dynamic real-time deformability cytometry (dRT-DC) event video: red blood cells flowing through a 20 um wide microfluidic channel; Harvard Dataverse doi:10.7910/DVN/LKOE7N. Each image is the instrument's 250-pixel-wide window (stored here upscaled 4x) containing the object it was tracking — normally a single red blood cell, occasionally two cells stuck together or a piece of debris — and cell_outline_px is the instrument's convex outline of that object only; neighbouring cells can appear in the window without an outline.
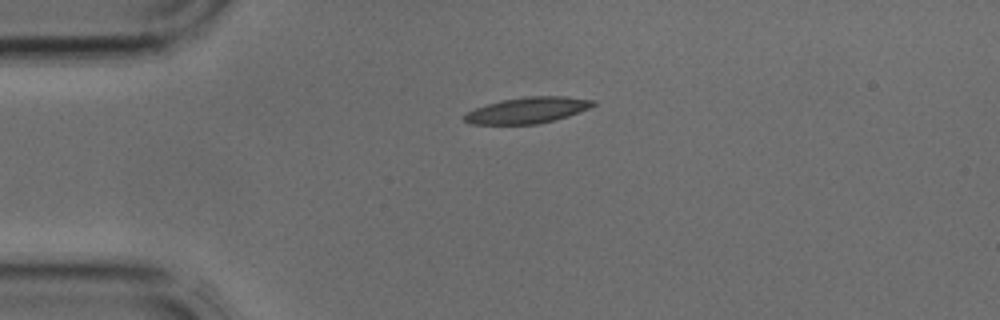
{"species": "common noctule bat (a hibernating species)", "species_latin": "Nyctalus noctula", "temperature_condition": "cold", "stored_images_in_passage": 2, "camera_frame_rate_fps": 3000, "um_per_image_px": 0.085, "animal": {"sex": "male", "body_mass_g": 17.9, "forearm_length_mm": 54.2}, "frame": {"image": 1, "passage_image": 1, "time_ms": 0.0, "image_size_px": [1000, 320], "cell_outline_px": [[596, 104], [588, 108], [568, 116], [536, 124], [472, 124], [464, 120], [464, 116], [468, 112], [476, 108], [500, 100], [524, 96], [564, 96], [596, 100]], "centroid_in_image_um": [44.86, 9.36], "position_along_channel_um": 40.1, "area_um2": 19.36}}